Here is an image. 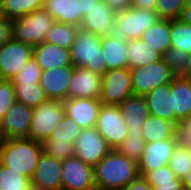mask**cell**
Instances as JSON below:
<instances>
[{
  "mask_svg": "<svg viewBox=\"0 0 191 190\" xmlns=\"http://www.w3.org/2000/svg\"><path fill=\"white\" fill-rule=\"evenodd\" d=\"M95 186L105 190H121L139 176L134 160L112 149L94 167Z\"/></svg>",
  "mask_w": 191,
  "mask_h": 190,
  "instance_id": "obj_1",
  "label": "cell"
},
{
  "mask_svg": "<svg viewBox=\"0 0 191 190\" xmlns=\"http://www.w3.org/2000/svg\"><path fill=\"white\" fill-rule=\"evenodd\" d=\"M41 154V143L29 138L2 139L0 144V163L30 180Z\"/></svg>",
  "mask_w": 191,
  "mask_h": 190,
  "instance_id": "obj_2",
  "label": "cell"
},
{
  "mask_svg": "<svg viewBox=\"0 0 191 190\" xmlns=\"http://www.w3.org/2000/svg\"><path fill=\"white\" fill-rule=\"evenodd\" d=\"M74 67H84L101 76L107 71L102 57L101 36L78 28L70 48Z\"/></svg>",
  "mask_w": 191,
  "mask_h": 190,
  "instance_id": "obj_3",
  "label": "cell"
},
{
  "mask_svg": "<svg viewBox=\"0 0 191 190\" xmlns=\"http://www.w3.org/2000/svg\"><path fill=\"white\" fill-rule=\"evenodd\" d=\"M13 21V39L33 47L44 42L46 34L55 23L43 8L32 11Z\"/></svg>",
  "mask_w": 191,
  "mask_h": 190,
  "instance_id": "obj_4",
  "label": "cell"
},
{
  "mask_svg": "<svg viewBox=\"0 0 191 190\" xmlns=\"http://www.w3.org/2000/svg\"><path fill=\"white\" fill-rule=\"evenodd\" d=\"M160 18L154 10L129 7L116 12L113 27L114 34L125 40L140 39L141 35Z\"/></svg>",
  "mask_w": 191,
  "mask_h": 190,
  "instance_id": "obj_5",
  "label": "cell"
},
{
  "mask_svg": "<svg viewBox=\"0 0 191 190\" xmlns=\"http://www.w3.org/2000/svg\"><path fill=\"white\" fill-rule=\"evenodd\" d=\"M64 114L63 101L56 99H47L39 106L32 108L28 138L39 143L47 140Z\"/></svg>",
  "mask_w": 191,
  "mask_h": 190,
  "instance_id": "obj_6",
  "label": "cell"
},
{
  "mask_svg": "<svg viewBox=\"0 0 191 190\" xmlns=\"http://www.w3.org/2000/svg\"><path fill=\"white\" fill-rule=\"evenodd\" d=\"M129 70L133 94L137 96H144L158 86L171 83L175 77L163 59Z\"/></svg>",
  "mask_w": 191,
  "mask_h": 190,
  "instance_id": "obj_7",
  "label": "cell"
},
{
  "mask_svg": "<svg viewBox=\"0 0 191 190\" xmlns=\"http://www.w3.org/2000/svg\"><path fill=\"white\" fill-rule=\"evenodd\" d=\"M95 128L108 146L114 150L126 139L128 134L127 125L118 105L102 104Z\"/></svg>",
  "mask_w": 191,
  "mask_h": 190,
  "instance_id": "obj_8",
  "label": "cell"
},
{
  "mask_svg": "<svg viewBox=\"0 0 191 190\" xmlns=\"http://www.w3.org/2000/svg\"><path fill=\"white\" fill-rule=\"evenodd\" d=\"M133 94L128 68L107 70L102 76L100 101L106 105H119Z\"/></svg>",
  "mask_w": 191,
  "mask_h": 190,
  "instance_id": "obj_9",
  "label": "cell"
},
{
  "mask_svg": "<svg viewBox=\"0 0 191 190\" xmlns=\"http://www.w3.org/2000/svg\"><path fill=\"white\" fill-rule=\"evenodd\" d=\"M111 150L95 127L82 129L74 143V156L92 167Z\"/></svg>",
  "mask_w": 191,
  "mask_h": 190,
  "instance_id": "obj_10",
  "label": "cell"
},
{
  "mask_svg": "<svg viewBox=\"0 0 191 190\" xmlns=\"http://www.w3.org/2000/svg\"><path fill=\"white\" fill-rule=\"evenodd\" d=\"M33 56V46L12 39L0 47V79L11 80Z\"/></svg>",
  "mask_w": 191,
  "mask_h": 190,
  "instance_id": "obj_11",
  "label": "cell"
},
{
  "mask_svg": "<svg viewBox=\"0 0 191 190\" xmlns=\"http://www.w3.org/2000/svg\"><path fill=\"white\" fill-rule=\"evenodd\" d=\"M61 190H88L95 187L93 167L77 157L62 161Z\"/></svg>",
  "mask_w": 191,
  "mask_h": 190,
  "instance_id": "obj_12",
  "label": "cell"
},
{
  "mask_svg": "<svg viewBox=\"0 0 191 190\" xmlns=\"http://www.w3.org/2000/svg\"><path fill=\"white\" fill-rule=\"evenodd\" d=\"M180 138H169L145 143L143 154L137 162L138 172L143 176L148 171L167 166Z\"/></svg>",
  "mask_w": 191,
  "mask_h": 190,
  "instance_id": "obj_13",
  "label": "cell"
},
{
  "mask_svg": "<svg viewBox=\"0 0 191 190\" xmlns=\"http://www.w3.org/2000/svg\"><path fill=\"white\" fill-rule=\"evenodd\" d=\"M67 91V98L100 99L102 76L84 67H74Z\"/></svg>",
  "mask_w": 191,
  "mask_h": 190,
  "instance_id": "obj_14",
  "label": "cell"
},
{
  "mask_svg": "<svg viewBox=\"0 0 191 190\" xmlns=\"http://www.w3.org/2000/svg\"><path fill=\"white\" fill-rule=\"evenodd\" d=\"M32 108L15 102L0 123L2 139L28 138Z\"/></svg>",
  "mask_w": 191,
  "mask_h": 190,
  "instance_id": "obj_15",
  "label": "cell"
},
{
  "mask_svg": "<svg viewBox=\"0 0 191 190\" xmlns=\"http://www.w3.org/2000/svg\"><path fill=\"white\" fill-rule=\"evenodd\" d=\"M63 105L65 115L81 129L96 126L102 105L100 99L67 98L63 101Z\"/></svg>",
  "mask_w": 191,
  "mask_h": 190,
  "instance_id": "obj_16",
  "label": "cell"
},
{
  "mask_svg": "<svg viewBox=\"0 0 191 190\" xmlns=\"http://www.w3.org/2000/svg\"><path fill=\"white\" fill-rule=\"evenodd\" d=\"M115 16L116 12L103 0H99L86 11L79 28L101 37L109 36L114 34Z\"/></svg>",
  "mask_w": 191,
  "mask_h": 190,
  "instance_id": "obj_17",
  "label": "cell"
},
{
  "mask_svg": "<svg viewBox=\"0 0 191 190\" xmlns=\"http://www.w3.org/2000/svg\"><path fill=\"white\" fill-rule=\"evenodd\" d=\"M61 166V160L42 152L31 178V184L45 190H61Z\"/></svg>",
  "mask_w": 191,
  "mask_h": 190,
  "instance_id": "obj_18",
  "label": "cell"
},
{
  "mask_svg": "<svg viewBox=\"0 0 191 190\" xmlns=\"http://www.w3.org/2000/svg\"><path fill=\"white\" fill-rule=\"evenodd\" d=\"M74 66L56 67L41 72L39 84L45 90L48 99L64 101Z\"/></svg>",
  "mask_w": 191,
  "mask_h": 190,
  "instance_id": "obj_19",
  "label": "cell"
},
{
  "mask_svg": "<svg viewBox=\"0 0 191 190\" xmlns=\"http://www.w3.org/2000/svg\"><path fill=\"white\" fill-rule=\"evenodd\" d=\"M143 97L145 98L149 115L169 120L179 128L181 123L175 118L173 111L170 83L156 87Z\"/></svg>",
  "mask_w": 191,
  "mask_h": 190,
  "instance_id": "obj_20",
  "label": "cell"
},
{
  "mask_svg": "<svg viewBox=\"0 0 191 190\" xmlns=\"http://www.w3.org/2000/svg\"><path fill=\"white\" fill-rule=\"evenodd\" d=\"M33 56L42 71L56 67L73 66L69 49L42 42L33 47Z\"/></svg>",
  "mask_w": 191,
  "mask_h": 190,
  "instance_id": "obj_21",
  "label": "cell"
},
{
  "mask_svg": "<svg viewBox=\"0 0 191 190\" xmlns=\"http://www.w3.org/2000/svg\"><path fill=\"white\" fill-rule=\"evenodd\" d=\"M43 9L50 14L55 22L80 27L81 0H44Z\"/></svg>",
  "mask_w": 191,
  "mask_h": 190,
  "instance_id": "obj_22",
  "label": "cell"
},
{
  "mask_svg": "<svg viewBox=\"0 0 191 190\" xmlns=\"http://www.w3.org/2000/svg\"><path fill=\"white\" fill-rule=\"evenodd\" d=\"M101 47L107 70L128 68L127 40L116 34L103 36Z\"/></svg>",
  "mask_w": 191,
  "mask_h": 190,
  "instance_id": "obj_23",
  "label": "cell"
},
{
  "mask_svg": "<svg viewBox=\"0 0 191 190\" xmlns=\"http://www.w3.org/2000/svg\"><path fill=\"white\" fill-rule=\"evenodd\" d=\"M175 118L182 123L191 115V79L175 76L170 83Z\"/></svg>",
  "mask_w": 191,
  "mask_h": 190,
  "instance_id": "obj_24",
  "label": "cell"
},
{
  "mask_svg": "<svg viewBox=\"0 0 191 190\" xmlns=\"http://www.w3.org/2000/svg\"><path fill=\"white\" fill-rule=\"evenodd\" d=\"M118 106L127 125L128 133L142 132V125L150 116L145 98L132 95Z\"/></svg>",
  "mask_w": 191,
  "mask_h": 190,
  "instance_id": "obj_25",
  "label": "cell"
},
{
  "mask_svg": "<svg viewBox=\"0 0 191 190\" xmlns=\"http://www.w3.org/2000/svg\"><path fill=\"white\" fill-rule=\"evenodd\" d=\"M170 37V20L159 19L143 32L140 40L152 50L163 55L171 47Z\"/></svg>",
  "mask_w": 191,
  "mask_h": 190,
  "instance_id": "obj_26",
  "label": "cell"
},
{
  "mask_svg": "<svg viewBox=\"0 0 191 190\" xmlns=\"http://www.w3.org/2000/svg\"><path fill=\"white\" fill-rule=\"evenodd\" d=\"M142 133L145 143L180 138L179 128L173 122L152 115L142 125Z\"/></svg>",
  "mask_w": 191,
  "mask_h": 190,
  "instance_id": "obj_27",
  "label": "cell"
},
{
  "mask_svg": "<svg viewBox=\"0 0 191 190\" xmlns=\"http://www.w3.org/2000/svg\"><path fill=\"white\" fill-rule=\"evenodd\" d=\"M126 50L128 69L147 66L162 59V55L140 39L127 40Z\"/></svg>",
  "mask_w": 191,
  "mask_h": 190,
  "instance_id": "obj_28",
  "label": "cell"
},
{
  "mask_svg": "<svg viewBox=\"0 0 191 190\" xmlns=\"http://www.w3.org/2000/svg\"><path fill=\"white\" fill-rule=\"evenodd\" d=\"M77 26L55 22L46 34L44 42L52 43L63 49L71 48L78 33Z\"/></svg>",
  "mask_w": 191,
  "mask_h": 190,
  "instance_id": "obj_29",
  "label": "cell"
},
{
  "mask_svg": "<svg viewBox=\"0 0 191 190\" xmlns=\"http://www.w3.org/2000/svg\"><path fill=\"white\" fill-rule=\"evenodd\" d=\"M16 101L35 108L46 101L47 95L39 83L13 84Z\"/></svg>",
  "mask_w": 191,
  "mask_h": 190,
  "instance_id": "obj_30",
  "label": "cell"
},
{
  "mask_svg": "<svg viewBox=\"0 0 191 190\" xmlns=\"http://www.w3.org/2000/svg\"><path fill=\"white\" fill-rule=\"evenodd\" d=\"M44 0H0L1 15L14 20L43 8Z\"/></svg>",
  "mask_w": 191,
  "mask_h": 190,
  "instance_id": "obj_31",
  "label": "cell"
},
{
  "mask_svg": "<svg viewBox=\"0 0 191 190\" xmlns=\"http://www.w3.org/2000/svg\"><path fill=\"white\" fill-rule=\"evenodd\" d=\"M171 46L191 53V25L181 19L170 20Z\"/></svg>",
  "mask_w": 191,
  "mask_h": 190,
  "instance_id": "obj_32",
  "label": "cell"
},
{
  "mask_svg": "<svg viewBox=\"0 0 191 190\" xmlns=\"http://www.w3.org/2000/svg\"><path fill=\"white\" fill-rule=\"evenodd\" d=\"M168 166L174 172L176 178L183 180L191 169V157L183 142H179L174 149Z\"/></svg>",
  "mask_w": 191,
  "mask_h": 190,
  "instance_id": "obj_33",
  "label": "cell"
},
{
  "mask_svg": "<svg viewBox=\"0 0 191 190\" xmlns=\"http://www.w3.org/2000/svg\"><path fill=\"white\" fill-rule=\"evenodd\" d=\"M31 180L0 163V190H29Z\"/></svg>",
  "mask_w": 191,
  "mask_h": 190,
  "instance_id": "obj_34",
  "label": "cell"
},
{
  "mask_svg": "<svg viewBox=\"0 0 191 190\" xmlns=\"http://www.w3.org/2000/svg\"><path fill=\"white\" fill-rule=\"evenodd\" d=\"M145 141L142 132L128 133L126 139L117 147V151L128 159L138 162L143 154Z\"/></svg>",
  "mask_w": 191,
  "mask_h": 190,
  "instance_id": "obj_35",
  "label": "cell"
},
{
  "mask_svg": "<svg viewBox=\"0 0 191 190\" xmlns=\"http://www.w3.org/2000/svg\"><path fill=\"white\" fill-rule=\"evenodd\" d=\"M42 152L58 160L74 157V144L62 139H47L41 143Z\"/></svg>",
  "mask_w": 191,
  "mask_h": 190,
  "instance_id": "obj_36",
  "label": "cell"
},
{
  "mask_svg": "<svg viewBox=\"0 0 191 190\" xmlns=\"http://www.w3.org/2000/svg\"><path fill=\"white\" fill-rule=\"evenodd\" d=\"M186 0H156L154 11L160 19H180Z\"/></svg>",
  "mask_w": 191,
  "mask_h": 190,
  "instance_id": "obj_37",
  "label": "cell"
},
{
  "mask_svg": "<svg viewBox=\"0 0 191 190\" xmlns=\"http://www.w3.org/2000/svg\"><path fill=\"white\" fill-rule=\"evenodd\" d=\"M188 54L178 48L170 47L163 55L162 59L175 76H182L187 67Z\"/></svg>",
  "mask_w": 191,
  "mask_h": 190,
  "instance_id": "obj_38",
  "label": "cell"
},
{
  "mask_svg": "<svg viewBox=\"0 0 191 190\" xmlns=\"http://www.w3.org/2000/svg\"><path fill=\"white\" fill-rule=\"evenodd\" d=\"M41 68L37 60L32 56L11 81L13 84H32L39 83L41 77Z\"/></svg>",
  "mask_w": 191,
  "mask_h": 190,
  "instance_id": "obj_39",
  "label": "cell"
},
{
  "mask_svg": "<svg viewBox=\"0 0 191 190\" xmlns=\"http://www.w3.org/2000/svg\"><path fill=\"white\" fill-rule=\"evenodd\" d=\"M15 102L16 98L12 81L0 79V120Z\"/></svg>",
  "mask_w": 191,
  "mask_h": 190,
  "instance_id": "obj_40",
  "label": "cell"
},
{
  "mask_svg": "<svg viewBox=\"0 0 191 190\" xmlns=\"http://www.w3.org/2000/svg\"><path fill=\"white\" fill-rule=\"evenodd\" d=\"M142 177L149 185L173 183V180L176 178L174 172L168 165L148 171Z\"/></svg>",
  "mask_w": 191,
  "mask_h": 190,
  "instance_id": "obj_41",
  "label": "cell"
},
{
  "mask_svg": "<svg viewBox=\"0 0 191 190\" xmlns=\"http://www.w3.org/2000/svg\"><path fill=\"white\" fill-rule=\"evenodd\" d=\"M60 129L64 131V135L68 138V142L72 144L75 143L76 139L79 137L82 129L65 114L61 118L60 123L57 125Z\"/></svg>",
  "mask_w": 191,
  "mask_h": 190,
  "instance_id": "obj_42",
  "label": "cell"
},
{
  "mask_svg": "<svg viewBox=\"0 0 191 190\" xmlns=\"http://www.w3.org/2000/svg\"><path fill=\"white\" fill-rule=\"evenodd\" d=\"M13 39V21L0 17V47Z\"/></svg>",
  "mask_w": 191,
  "mask_h": 190,
  "instance_id": "obj_43",
  "label": "cell"
},
{
  "mask_svg": "<svg viewBox=\"0 0 191 190\" xmlns=\"http://www.w3.org/2000/svg\"><path fill=\"white\" fill-rule=\"evenodd\" d=\"M179 135L181 142L191 143V115L180 124Z\"/></svg>",
  "mask_w": 191,
  "mask_h": 190,
  "instance_id": "obj_44",
  "label": "cell"
},
{
  "mask_svg": "<svg viewBox=\"0 0 191 190\" xmlns=\"http://www.w3.org/2000/svg\"><path fill=\"white\" fill-rule=\"evenodd\" d=\"M121 190H153V188L139 175Z\"/></svg>",
  "mask_w": 191,
  "mask_h": 190,
  "instance_id": "obj_45",
  "label": "cell"
},
{
  "mask_svg": "<svg viewBox=\"0 0 191 190\" xmlns=\"http://www.w3.org/2000/svg\"><path fill=\"white\" fill-rule=\"evenodd\" d=\"M150 186L153 188V190H184L183 181L178 178H175L173 180V183H165Z\"/></svg>",
  "mask_w": 191,
  "mask_h": 190,
  "instance_id": "obj_46",
  "label": "cell"
},
{
  "mask_svg": "<svg viewBox=\"0 0 191 190\" xmlns=\"http://www.w3.org/2000/svg\"><path fill=\"white\" fill-rule=\"evenodd\" d=\"M113 11L120 12L131 7V0H103Z\"/></svg>",
  "mask_w": 191,
  "mask_h": 190,
  "instance_id": "obj_47",
  "label": "cell"
},
{
  "mask_svg": "<svg viewBox=\"0 0 191 190\" xmlns=\"http://www.w3.org/2000/svg\"><path fill=\"white\" fill-rule=\"evenodd\" d=\"M156 0H131V6L154 10Z\"/></svg>",
  "mask_w": 191,
  "mask_h": 190,
  "instance_id": "obj_48",
  "label": "cell"
},
{
  "mask_svg": "<svg viewBox=\"0 0 191 190\" xmlns=\"http://www.w3.org/2000/svg\"><path fill=\"white\" fill-rule=\"evenodd\" d=\"M180 19L191 25V0H186Z\"/></svg>",
  "mask_w": 191,
  "mask_h": 190,
  "instance_id": "obj_49",
  "label": "cell"
},
{
  "mask_svg": "<svg viewBox=\"0 0 191 190\" xmlns=\"http://www.w3.org/2000/svg\"><path fill=\"white\" fill-rule=\"evenodd\" d=\"M48 139H62L68 142V138H66V136L64 135V131L57 126L50 133V136Z\"/></svg>",
  "mask_w": 191,
  "mask_h": 190,
  "instance_id": "obj_50",
  "label": "cell"
},
{
  "mask_svg": "<svg viewBox=\"0 0 191 190\" xmlns=\"http://www.w3.org/2000/svg\"><path fill=\"white\" fill-rule=\"evenodd\" d=\"M99 0H81V15L84 17L86 15V11L93 5L98 3Z\"/></svg>",
  "mask_w": 191,
  "mask_h": 190,
  "instance_id": "obj_51",
  "label": "cell"
},
{
  "mask_svg": "<svg viewBox=\"0 0 191 190\" xmlns=\"http://www.w3.org/2000/svg\"><path fill=\"white\" fill-rule=\"evenodd\" d=\"M182 181L184 190H191V169Z\"/></svg>",
  "mask_w": 191,
  "mask_h": 190,
  "instance_id": "obj_52",
  "label": "cell"
},
{
  "mask_svg": "<svg viewBox=\"0 0 191 190\" xmlns=\"http://www.w3.org/2000/svg\"><path fill=\"white\" fill-rule=\"evenodd\" d=\"M182 76L185 78L191 79V53L188 54L187 67H186V70Z\"/></svg>",
  "mask_w": 191,
  "mask_h": 190,
  "instance_id": "obj_53",
  "label": "cell"
},
{
  "mask_svg": "<svg viewBox=\"0 0 191 190\" xmlns=\"http://www.w3.org/2000/svg\"><path fill=\"white\" fill-rule=\"evenodd\" d=\"M184 144L186 145L187 150H188V152H189V155H190V157H191V143H184Z\"/></svg>",
  "mask_w": 191,
  "mask_h": 190,
  "instance_id": "obj_54",
  "label": "cell"
},
{
  "mask_svg": "<svg viewBox=\"0 0 191 190\" xmlns=\"http://www.w3.org/2000/svg\"><path fill=\"white\" fill-rule=\"evenodd\" d=\"M29 190H45V189H42V188H40V187L33 186V185L31 184V186L29 187Z\"/></svg>",
  "mask_w": 191,
  "mask_h": 190,
  "instance_id": "obj_55",
  "label": "cell"
},
{
  "mask_svg": "<svg viewBox=\"0 0 191 190\" xmlns=\"http://www.w3.org/2000/svg\"><path fill=\"white\" fill-rule=\"evenodd\" d=\"M88 190H105V189H102V188H100V187L95 186V187H93V188H91V189H88Z\"/></svg>",
  "mask_w": 191,
  "mask_h": 190,
  "instance_id": "obj_56",
  "label": "cell"
}]
</instances>
